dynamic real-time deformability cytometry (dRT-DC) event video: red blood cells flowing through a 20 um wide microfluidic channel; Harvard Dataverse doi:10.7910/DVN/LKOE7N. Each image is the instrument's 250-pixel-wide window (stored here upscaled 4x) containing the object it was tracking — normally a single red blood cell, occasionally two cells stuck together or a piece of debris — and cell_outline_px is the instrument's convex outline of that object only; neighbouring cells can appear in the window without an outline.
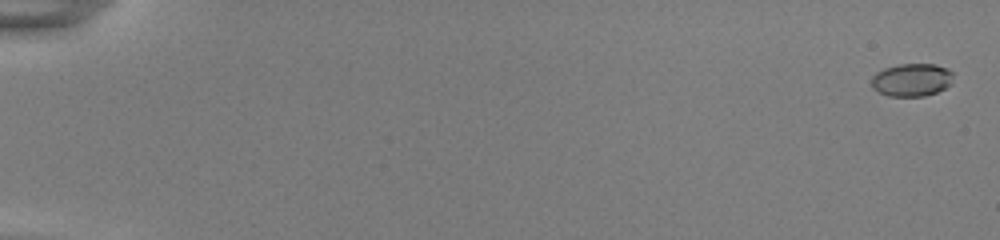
{"species": "common noctule bat (a hibernating species)", "species_latin": "Nyctalus noctula", "temperature_condition": "room temperature", "stored_images_in_passage": 55, "camera_frame_rate_fps": 3000, "um_per_image_px": 0.085, "animal": {"sex": "female", "body_mass_g": 22.0, "forearm_length_mm": 56.7}, "frame": {"image": 1, "passage_image": 2, "time_ms": 0.333, "image_size_px": [1000, 240], "cell_outline_px": [[952, 84], [936, 92], [924, 96], [888, 96], [872, 88], [872, 76], [876, 72], [884, 68], [900, 64], [936, 64], [948, 68], [952, 72]], "centroid_in_image_um": [77.5, 6.78], "position_along_channel_um": 7.5, "area_um2": 15.72}}
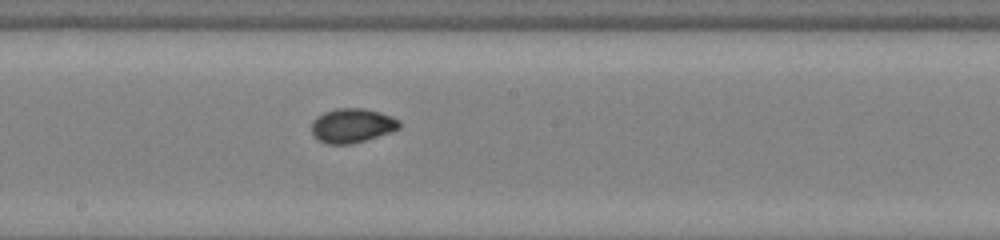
{"frame": {"image": 2, "passage_image": 33, "time_ms": 10.667, "image_size_px": [1000, 240], "cell_outline_px": [[400, 128], [352, 144], [328, 144], [320, 140], [312, 132], [312, 120], [316, 116], [324, 112], [336, 108], [364, 108], [380, 112], [392, 116], [400, 120]], "centroid_in_image_um": [29.92, 10.65], "position_along_channel_um": 218.3, "area_um2": 17.4}}
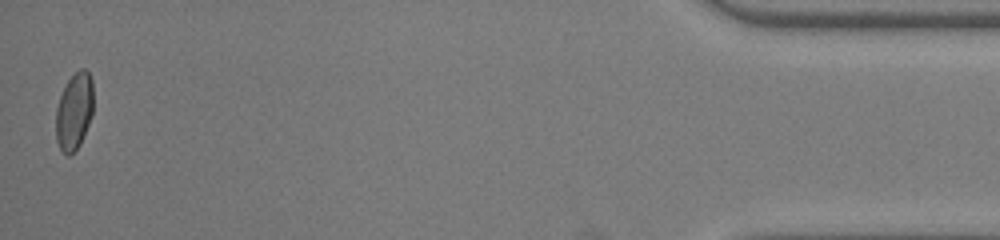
{"frame": {"image": 3, "passage_image": 55, "time_ms": 18.0, "image_size_px": [1000, 240], "cell_outline_px": [[92, 116], [80, 144], [68, 156], [60, 148], [56, 140], [56, 108], [60, 96], [68, 80], [80, 68], [84, 68], [88, 72], [92, 80]], "centroid_in_image_um": [6.3, 9.45], "position_along_channel_um": 428.9, "area_um2": 16.59}, "authors_computed_cell_mechanics": {"area_um2": 16.762, "velocity_mm_per_s": 3.8808, "shape_relaxation_time_tau1_ms": 5.0598, "shape_relaxation_time_tau2_ms": 0.8541, "deformation_change_tau1": 0.1156, "deformation_change_tau2": 0.0345}}